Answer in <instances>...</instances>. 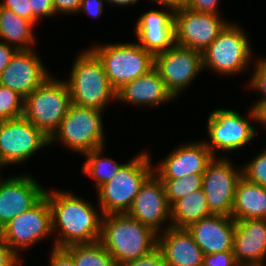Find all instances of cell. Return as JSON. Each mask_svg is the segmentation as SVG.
Segmentation results:
<instances>
[{"label":"cell","mask_w":266,"mask_h":266,"mask_svg":"<svg viewBox=\"0 0 266 266\" xmlns=\"http://www.w3.org/2000/svg\"><path fill=\"white\" fill-rule=\"evenodd\" d=\"M157 249L166 266H202L204 254L186 228L167 226L157 236Z\"/></svg>","instance_id":"22"},{"label":"cell","mask_w":266,"mask_h":266,"mask_svg":"<svg viewBox=\"0 0 266 266\" xmlns=\"http://www.w3.org/2000/svg\"><path fill=\"white\" fill-rule=\"evenodd\" d=\"M126 214L157 234L163 232L160 224L170 218V205L163 181L155 173L141 186Z\"/></svg>","instance_id":"15"},{"label":"cell","mask_w":266,"mask_h":266,"mask_svg":"<svg viewBox=\"0 0 266 266\" xmlns=\"http://www.w3.org/2000/svg\"><path fill=\"white\" fill-rule=\"evenodd\" d=\"M258 61L249 84L253 90L257 89L264 96L256 102L257 104L254 103L249 113L253 120L261 123V111L266 107V58Z\"/></svg>","instance_id":"31"},{"label":"cell","mask_w":266,"mask_h":266,"mask_svg":"<svg viewBox=\"0 0 266 266\" xmlns=\"http://www.w3.org/2000/svg\"><path fill=\"white\" fill-rule=\"evenodd\" d=\"M154 67L174 97L202 71V52L174 44L154 55Z\"/></svg>","instance_id":"11"},{"label":"cell","mask_w":266,"mask_h":266,"mask_svg":"<svg viewBox=\"0 0 266 266\" xmlns=\"http://www.w3.org/2000/svg\"><path fill=\"white\" fill-rule=\"evenodd\" d=\"M81 11L94 18L99 17L103 11V0H81L78 13Z\"/></svg>","instance_id":"40"},{"label":"cell","mask_w":266,"mask_h":266,"mask_svg":"<svg viewBox=\"0 0 266 266\" xmlns=\"http://www.w3.org/2000/svg\"><path fill=\"white\" fill-rule=\"evenodd\" d=\"M32 9V23L35 25L40 17H50L55 14L53 0H29Z\"/></svg>","instance_id":"34"},{"label":"cell","mask_w":266,"mask_h":266,"mask_svg":"<svg viewBox=\"0 0 266 266\" xmlns=\"http://www.w3.org/2000/svg\"><path fill=\"white\" fill-rule=\"evenodd\" d=\"M50 266H75L72 257L63 249L53 247Z\"/></svg>","instance_id":"39"},{"label":"cell","mask_w":266,"mask_h":266,"mask_svg":"<svg viewBox=\"0 0 266 266\" xmlns=\"http://www.w3.org/2000/svg\"><path fill=\"white\" fill-rule=\"evenodd\" d=\"M233 254L240 266L264 265L266 257V219L235 221Z\"/></svg>","instance_id":"19"},{"label":"cell","mask_w":266,"mask_h":266,"mask_svg":"<svg viewBox=\"0 0 266 266\" xmlns=\"http://www.w3.org/2000/svg\"><path fill=\"white\" fill-rule=\"evenodd\" d=\"M161 180L163 181L168 204L171 206L175 201L201 189L203 184V174H190L187 177L178 179Z\"/></svg>","instance_id":"29"},{"label":"cell","mask_w":266,"mask_h":266,"mask_svg":"<svg viewBox=\"0 0 266 266\" xmlns=\"http://www.w3.org/2000/svg\"><path fill=\"white\" fill-rule=\"evenodd\" d=\"M19 256L0 237V266H20Z\"/></svg>","instance_id":"38"},{"label":"cell","mask_w":266,"mask_h":266,"mask_svg":"<svg viewBox=\"0 0 266 266\" xmlns=\"http://www.w3.org/2000/svg\"><path fill=\"white\" fill-rule=\"evenodd\" d=\"M0 5L12 10L17 16L32 22V9L29 0H4V2H0Z\"/></svg>","instance_id":"35"},{"label":"cell","mask_w":266,"mask_h":266,"mask_svg":"<svg viewBox=\"0 0 266 266\" xmlns=\"http://www.w3.org/2000/svg\"><path fill=\"white\" fill-rule=\"evenodd\" d=\"M219 0H187L185 7L194 11L218 15Z\"/></svg>","instance_id":"37"},{"label":"cell","mask_w":266,"mask_h":266,"mask_svg":"<svg viewBox=\"0 0 266 266\" xmlns=\"http://www.w3.org/2000/svg\"><path fill=\"white\" fill-rule=\"evenodd\" d=\"M71 104L66 81L49 77L24 98L23 116L50 138L59 128Z\"/></svg>","instance_id":"5"},{"label":"cell","mask_w":266,"mask_h":266,"mask_svg":"<svg viewBox=\"0 0 266 266\" xmlns=\"http://www.w3.org/2000/svg\"><path fill=\"white\" fill-rule=\"evenodd\" d=\"M242 176L266 188V150L242 168Z\"/></svg>","instance_id":"32"},{"label":"cell","mask_w":266,"mask_h":266,"mask_svg":"<svg viewBox=\"0 0 266 266\" xmlns=\"http://www.w3.org/2000/svg\"><path fill=\"white\" fill-rule=\"evenodd\" d=\"M90 50L102 62L108 81L116 91L154 67V55L136 42L96 45Z\"/></svg>","instance_id":"6"},{"label":"cell","mask_w":266,"mask_h":266,"mask_svg":"<svg viewBox=\"0 0 266 266\" xmlns=\"http://www.w3.org/2000/svg\"><path fill=\"white\" fill-rule=\"evenodd\" d=\"M219 16L186 7L175 10V43L203 52L228 24Z\"/></svg>","instance_id":"13"},{"label":"cell","mask_w":266,"mask_h":266,"mask_svg":"<svg viewBox=\"0 0 266 266\" xmlns=\"http://www.w3.org/2000/svg\"><path fill=\"white\" fill-rule=\"evenodd\" d=\"M157 236L126 213L103 215L100 242L117 265L151 254L157 249Z\"/></svg>","instance_id":"2"},{"label":"cell","mask_w":266,"mask_h":266,"mask_svg":"<svg viewBox=\"0 0 266 266\" xmlns=\"http://www.w3.org/2000/svg\"><path fill=\"white\" fill-rule=\"evenodd\" d=\"M242 177V168L234 170L229 159L214 157L203 173L202 188L213 215L231 217L235 190Z\"/></svg>","instance_id":"12"},{"label":"cell","mask_w":266,"mask_h":266,"mask_svg":"<svg viewBox=\"0 0 266 266\" xmlns=\"http://www.w3.org/2000/svg\"><path fill=\"white\" fill-rule=\"evenodd\" d=\"M173 98L155 67L117 91L118 101L135 105L157 106Z\"/></svg>","instance_id":"23"},{"label":"cell","mask_w":266,"mask_h":266,"mask_svg":"<svg viewBox=\"0 0 266 266\" xmlns=\"http://www.w3.org/2000/svg\"><path fill=\"white\" fill-rule=\"evenodd\" d=\"M101 112L71 104L49 144L59 139L71 150L83 154L104 146Z\"/></svg>","instance_id":"7"},{"label":"cell","mask_w":266,"mask_h":266,"mask_svg":"<svg viewBox=\"0 0 266 266\" xmlns=\"http://www.w3.org/2000/svg\"><path fill=\"white\" fill-rule=\"evenodd\" d=\"M231 218L266 219V188L242 176L236 186Z\"/></svg>","instance_id":"24"},{"label":"cell","mask_w":266,"mask_h":266,"mask_svg":"<svg viewBox=\"0 0 266 266\" xmlns=\"http://www.w3.org/2000/svg\"><path fill=\"white\" fill-rule=\"evenodd\" d=\"M203 266H240L233 254V251H221L204 255Z\"/></svg>","instance_id":"33"},{"label":"cell","mask_w":266,"mask_h":266,"mask_svg":"<svg viewBox=\"0 0 266 266\" xmlns=\"http://www.w3.org/2000/svg\"><path fill=\"white\" fill-rule=\"evenodd\" d=\"M150 161L148 153L138 154L133 160L123 164L109 182L98 188L102 215L128 212L141 186L154 173Z\"/></svg>","instance_id":"4"},{"label":"cell","mask_w":266,"mask_h":266,"mask_svg":"<svg viewBox=\"0 0 266 266\" xmlns=\"http://www.w3.org/2000/svg\"><path fill=\"white\" fill-rule=\"evenodd\" d=\"M15 47L6 44L4 41H0V75L2 71L8 66L11 58L16 53Z\"/></svg>","instance_id":"42"},{"label":"cell","mask_w":266,"mask_h":266,"mask_svg":"<svg viewBox=\"0 0 266 266\" xmlns=\"http://www.w3.org/2000/svg\"><path fill=\"white\" fill-rule=\"evenodd\" d=\"M49 144V138L24 116L0 122V167L22 163Z\"/></svg>","instance_id":"9"},{"label":"cell","mask_w":266,"mask_h":266,"mask_svg":"<svg viewBox=\"0 0 266 266\" xmlns=\"http://www.w3.org/2000/svg\"><path fill=\"white\" fill-rule=\"evenodd\" d=\"M33 26L32 22L0 5V38L6 44L10 45L12 42L17 50L33 49L32 46L35 43Z\"/></svg>","instance_id":"26"},{"label":"cell","mask_w":266,"mask_h":266,"mask_svg":"<svg viewBox=\"0 0 266 266\" xmlns=\"http://www.w3.org/2000/svg\"><path fill=\"white\" fill-rule=\"evenodd\" d=\"M24 98L16 91L0 85V122L23 116Z\"/></svg>","instance_id":"30"},{"label":"cell","mask_w":266,"mask_h":266,"mask_svg":"<svg viewBox=\"0 0 266 266\" xmlns=\"http://www.w3.org/2000/svg\"><path fill=\"white\" fill-rule=\"evenodd\" d=\"M213 158L205 142L188 143L176 148L159 162L154 173L160 179H178L190 174H203Z\"/></svg>","instance_id":"18"},{"label":"cell","mask_w":266,"mask_h":266,"mask_svg":"<svg viewBox=\"0 0 266 266\" xmlns=\"http://www.w3.org/2000/svg\"><path fill=\"white\" fill-rule=\"evenodd\" d=\"M70 76L66 83L74 105L103 111L110 100L117 99L102 62L90 49L75 60Z\"/></svg>","instance_id":"3"},{"label":"cell","mask_w":266,"mask_h":266,"mask_svg":"<svg viewBox=\"0 0 266 266\" xmlns=\"http://www.w3.org/2000/svg\"><path fill=\"white\" fill-rule=\"evenodd\" d=\"M45 195L51 209L52 233L60 229L53 247L100 241L103 215L90 203L58 190L45 191Z\"/></svg>","instance_id":"1"},{"label":"cell","mask_w":266,"mask_h":266,"mask_svg":"<svg viewBox=\"0 0 266 266\" xmlns=\"http://www.w3.org/2000/svg\"><path fill=\"white\" fill-rule=\"evenodd\" d=\"M261 123L266 126V107L261 111Z\"/></svg>","instance_id":"45"},{"label":"cell","mask_w":266,"mask_h":266,"mask_svg":"<svg viewBox=\"0 0 266 266\" xmlns=\"http://www.w3.org/2000/svg\"><path fill=\"white\" fill-rule=\"evenodd\" d=\"M117 266H166V265L162 253L158 249H155L151 254L145 257L139 258L137 260L128 261Z\"/></svg>","instance_id":"36"},{"label":"cell","mask_w":266,"mask_h":266,"mask_svg":"<svg viewBox=\"0 0 266 266\" xmlns=\"http://www.w3.org/2000/svg\"><path fill=\"white\" fill-rule=\"evenodd\" d=\"M208 136L210 142H205L206 147L214 153L234 151L243 147L256 135L254 126L238 112L228 109H216L208 117Z\"/></svg>","instance_id":"14"},{"label":"cell","mask_w":266,"mask_h":266,"mask_svg":"<svg viewBox=\"0 0 266 266\" xmlns=\"http://www.w3.org/2000/svg\"><path fill=\"white\" fill-rule=\"evenodd\" d=\"M103 146L85 153L86 162L81 167L82 173H87L95 179L97 189L109 182L119 171L123 164H118L111 158H105L102 155Z\"/></svg>","instance_id":"28"},{"label":"cell","mask_w":266,"mask_h":266,"mask_svg":"<svg viewBox=\"0 0 266 266\" xmlns=\"http://www.w3.org/2000/svg\"><path fill=\"white\" fill-rule=\"evenodd\" d=\"M81 0H53V6L55 9V14L58 12L66 13H77L80 7Z\"/></svg>","instance_id":"41"},{"label":"cell","mask_w":266,"mask_h":266,"mask_svg":"<svg viewBox=\"0 0 266 266\" xmlns=\"http://www.w3.org/2000/svg\"><path fill=\"white\" fill-rule=\"evenodd\" d=\"M107 1V3H112V5H116V6H128L129 4H134L136 3L138 0H105Z\"/></svg>","instance_id":"44"},{"label":"cell","mask_w":266,"mask_h":266,"mask_svg":"<svg viewBox=\"0 0 266 266\" xmlns=\"http://www.w3.org/2000/svg\"><path fill=\"white\" fill-rule=\"evenodd\" d=\"M213 215L206 200L203 188L175 201L170 206V226L187 228L190 224Z\"/></svg>","instance_id":"25"},{"label":"cell","mask_w":266,"mask_h":266,"mask_svg":"<svg viewBox=\"0 0 266 266\" xmlns=\"http://www.w3.org/2000/svg\"><path fill=\"white\" fill-rule=\"evenodd\" d=\"M46 70L32 49L17 50L0 75V85L25 98L50 77Z\"/></svg>","instance_id":"17"},{"label":"cell","mask_w":266,"mask_h":266,"mask_svg":"<svg viewBox=\"0 0 266 266\" xmlns=\"http://www.w3.org/2000/svg\"><path fill=\"white\" fill-rule=\"evenodd\" d=\"M154 2L163 5L168 10H177L185 7L187 0H153ZM167 6V7H166Z\"/></svg>","instance_id":"43"},{"label":"cell","mask_w":266,"mask_h":266,"mask_svg":"<svg viewBox=\"0 0 266 266\" xmlns=\"http://www.w3.org/2000/svg\"><path fill=\"white\" fill-rule=\"evenodd\" d=\"M34 179L21 175L0 181V230L45 195L46 189Z\"/></svg>","instance_id":"16"},{"label":"cell","mask_w":266,"mask_h":266,"mask_svg":"<svg viewBox=\"0 0 266 266\" xmlns=\"http://www.w3.org/2000/svg\"><path fill=\"white\" fill-rule=\"evenodd\" d=\"M243 29L228 23L218 37L202 52V65L219 74L243 71L251 59V44Z\"/></svg>","instance_id":"8"},{"label":"cell","mask_w":266,"mask_h":266,"mask_svg":"<svg viewBox=\"0 0 266 266\" xmlns=\"http://www.w3.org/2000/svg\"><path fill=\"white\" fill-rule=\"evenodd\" d=\"M63 249L72 257L75 266H117L100 241L72 244Z\"/></svg>","instance_id":"27"},{"label":"cell","mask_w":266,"mask_h":266,"mask_svg":"<svg viewBox=\"0 0 266 266\" xmlns=\"http://www.w3.org/2000/svg\"><path fill=\"white\" fill-rule=\"evenodd\" d=\"M174 13L175 10L144 13L135 27L138 44L153 55L172 47L175 44Z\"/></svg>","instance_id":"20"},{"label":"cell","mask_w":266,"mask_h":266,"mask_svg":"<svg viewBox=\"0 0 266 266\" xmlns=\"http://www.w3.org/2000/svg\"><path fill=\"white\" fill-rule=\"evenodd\" d=\"M50 234H52L51 209L46 195L0 230V237L17 255L19 249L32 246Z\"/></svg>","instance_id":"10"},{"label":"cell","mask_w":266,"mask_h":266,"mask_svg":"<svg viewBox=\"0 0 266 266\" xmlns=\"http://www.w3.org/2000/svg\"><path fill=\"white\" fill-rule=\"evenodd\" d=\"M187 231L204 255L233 251L235 220L225 215H211L190 224Z\"/></svg>","instance_id":"21"}]
</instances>
